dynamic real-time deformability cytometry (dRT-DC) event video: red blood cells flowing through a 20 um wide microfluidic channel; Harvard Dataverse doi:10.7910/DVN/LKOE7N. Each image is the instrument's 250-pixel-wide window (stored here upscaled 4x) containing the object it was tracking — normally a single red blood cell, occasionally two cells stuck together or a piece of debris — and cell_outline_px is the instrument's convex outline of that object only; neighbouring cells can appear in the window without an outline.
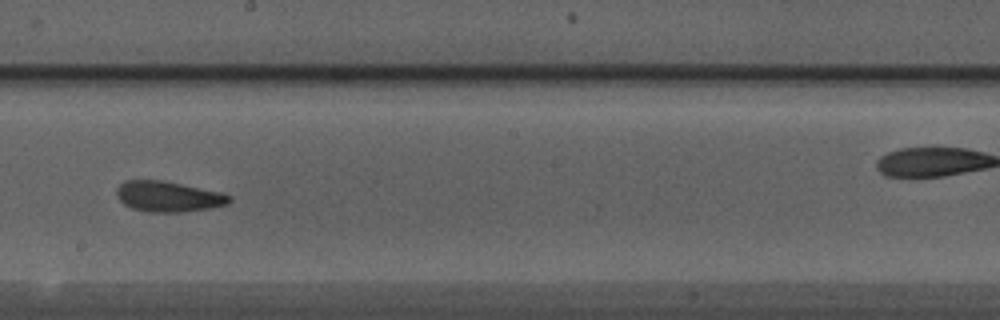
{"species": "Egyptian fruit bat (a non-hibernating species)", "species_latin": "Rousettus aegyptiacus", "temperature_condition": "warm", "stored_images_in_passage": 31, "camera_frame_rate_fps": 3000, "um_per_image_px": 0.085, "animal": {"sex": "male"}, "frame": {"image": 1, "passage_image": 14, "time_ms": 4.333, "image_size_px": [1000, 320], "cell_outline_px": [[232, 200], [228, 204], [208, 208], [180, 212], [152, 212], [132, 208], [124, 204], [116, 196], [116, 188], [124, 180], [164, 180], [220, 192], [232, 196]], "centroid_in_image_um": [14.29, 16.69], "position_along_channel_um": 233.9, "area_um2": 20.06}}
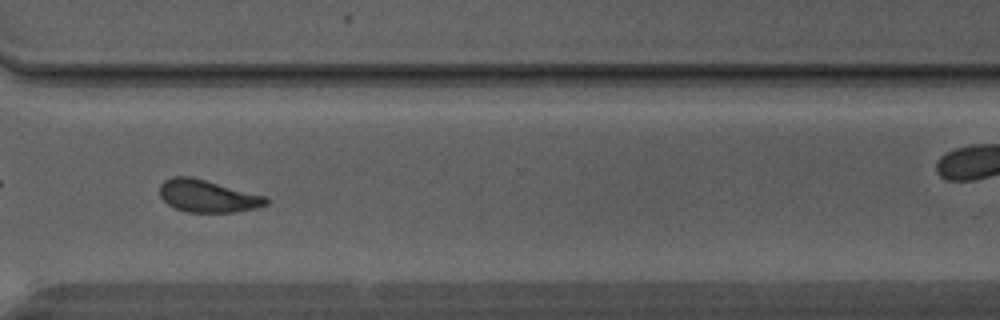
{"frame": {"image": 2, "passage_image": 22, "time_ms": 7.0, "image_size_px": [1000, 320], "cell_outline_px": [[268, 204], [256, 208], [232, 212], [188, 212], [176, 208], [168, 204], [160, 196], [160, 184], [164, 180], [172, 176], [192, 176], [268, 196]], "centroid_in_image_um": [17.67, 16.65], "position_along_channel_um": 352.9, "area_um2": 20.23}}